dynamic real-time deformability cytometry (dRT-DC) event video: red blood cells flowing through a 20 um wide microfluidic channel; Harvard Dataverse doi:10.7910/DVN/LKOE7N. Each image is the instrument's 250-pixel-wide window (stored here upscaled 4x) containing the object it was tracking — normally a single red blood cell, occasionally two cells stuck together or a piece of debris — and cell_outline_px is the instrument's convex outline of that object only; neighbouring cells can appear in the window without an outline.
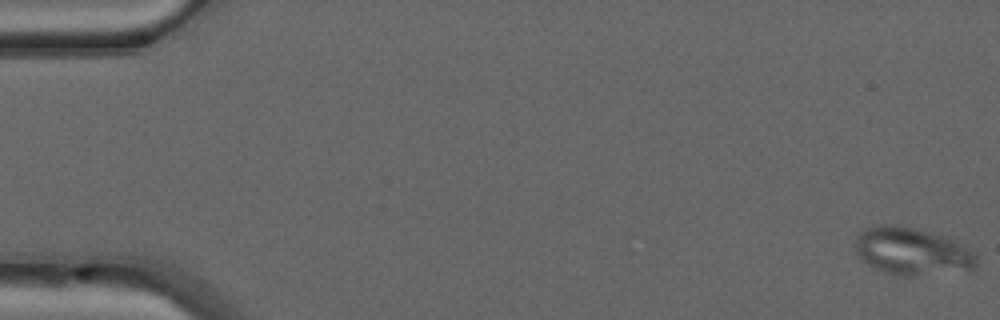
{"species": "common noctule bat (a hibernating species)", "species_latin": "Nyctalus noctula", "temperature_condition": "warm", "stored_images_in_passage": 50, "camera_frame_rate_fps": 3000, "um_per_image_px": 0.085, "animal": {"sex": "male", "forearm_length_mm": 52.5}, "frame": {"image": 1, "passage_image": 1, "time_ms": 0.0, "image_size_px": [1000, 320], "cell_outline_px": [[976, 268], [972, 272], [912, 276], [896, 276], [872, 268], [856, 252], [856, 236], [864, 228], [880, 224], [892, 224], [912, 228], [928, 232], [952, 240], [972, 252], [976, 256]], "centroid_in_image_um": [77.52, 21.41], "position_along_channel_um": 7.5, "area_um2": 33.7}}
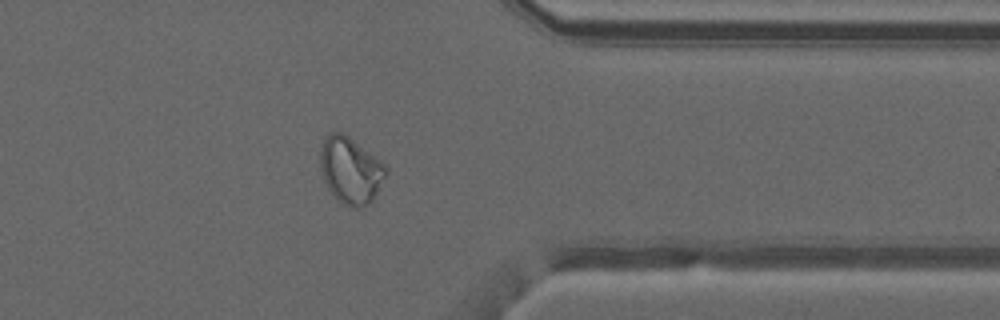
{"frame": {"image": 2, "passage_image": 40, "time_ms": 13.0, "image_size_px": [1000, 320], "cell_outline_px": [[388, 172], [372, 200], [368, 204], [356, 208], [344, 204], [328, 188], [320, 172], [320, 152], [324, 140], [332, 132], [340, 132], [348, 136], [380, 160], [388, 168]], "centroid_in_image_um": [29.8, 14.47], "position_along_channel_um": 381.6, "area_um2": 24.97}}
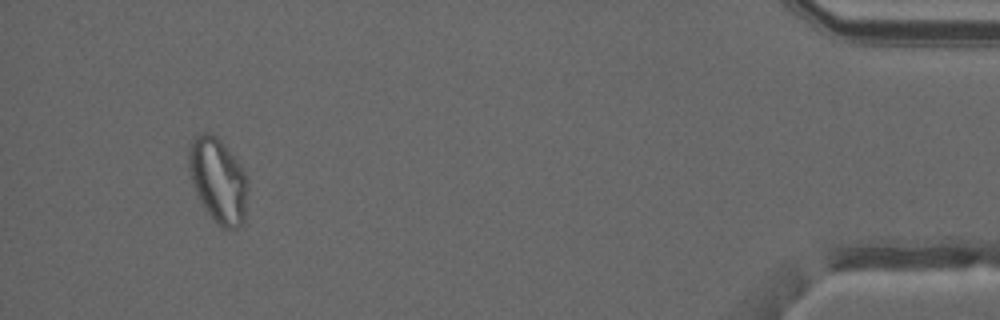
{"frame": {"image": 3, "passage_image": 47, "time_ms": 15.333, "image_size_px": [1000, 320], "cell_outline_px": [[248, 184], [244, 224], [236, 228], [224, 228], [212, 220], [200, 204], [192, 184], [188, 168], [188, 148], [192, 140], [200, 132], [212, 132], [220, 140], [240, 164], [248, 180]], "centroid_in_image_um": [18.52, 15.34], "position_along_channel_um": 416.7, "area_um2": 29.59}}